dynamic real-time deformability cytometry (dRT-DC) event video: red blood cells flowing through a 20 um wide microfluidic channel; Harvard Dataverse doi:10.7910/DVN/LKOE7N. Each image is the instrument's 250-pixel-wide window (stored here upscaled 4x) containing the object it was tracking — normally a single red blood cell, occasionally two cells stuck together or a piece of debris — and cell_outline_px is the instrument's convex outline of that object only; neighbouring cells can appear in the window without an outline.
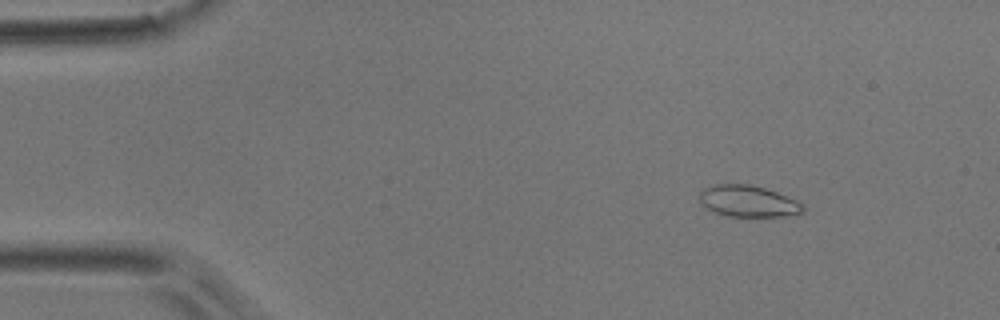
{"species": "common noctule bat (a hibernating species)", "species_latin": "Nyctalus noctula", "temperature_condition": "room temperature", "stored_images_in_passage": 14, "camera_frame_rate_fps": 3000, "um_per_image_px": 0.085, "animal": {"sex": "male", "body_mass_g": 17.9}, "frame": {"image": 1, "passage_image": 6, "time_ms": 1.667, "image_size_px": [1000, 320], "cell_outline_px": [[804, 212], [784, 216], [724, 216], [708, 208], [700, 200], [700, 192], [704, 188], [716, 184], [748, 184], [764, 188], [776, 192], [796, 200], [804, 204]], "centroid_in_image_um": [63.61, 17.1], "position_along_channel_um": 21.4, "area_um2": 18.73}}